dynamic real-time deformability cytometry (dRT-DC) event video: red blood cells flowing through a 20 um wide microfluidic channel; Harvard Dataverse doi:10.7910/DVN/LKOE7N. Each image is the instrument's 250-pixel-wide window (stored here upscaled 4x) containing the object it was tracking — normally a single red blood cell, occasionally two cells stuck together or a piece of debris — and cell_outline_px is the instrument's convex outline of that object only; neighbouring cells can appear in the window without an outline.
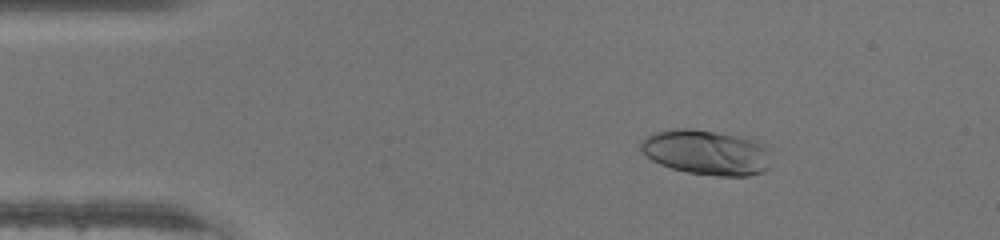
{"species": "human", "species_latin": "Homo sapiens", "temperature_condition": "warm", "stored_images_in_passage": 47, "camera_frame_rate_fps": 3000, "um_per_image_px": 0.085, "donor": {"sex": "male"}, "frame": {"image": 1, "passage_image": 8, "time_ms": 2.333, "image_size_px": [1000, 240], "cell_outline_px": [[768, 168], [764, 172], [748, 176], [716, 176], [688, 172], [672, 168], [660, 164], [652, 160], [640, 148], [640, 140], [656, 132], [672, 128], [692, 128], [748, 136], [760, 144], [764, 148]], "centroid_in_image_um": [60.0, 12.93], "position_along_channel_um": 25.0, "area_um2": 34.1}}
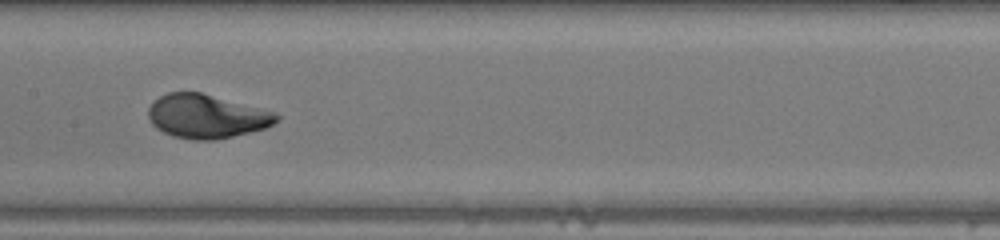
{"frame": {"image": 2, "passage_image": 24, "time_ms": 7.667, "image_size_px": [1000, 240], "cell_outline_px": [[280, 120], [264, 128], [216, 140], [192, 140], [172, 136], [156, 128], [152, 124], [148, 116], [148, 108], [160, 96], [168, 92], [200, 92], [276, 112], [280, 116]], "centroid_in_image_um": [17.55, 9.89], "position_along_channel_um": 189.8, "area_um2": 32.54}}
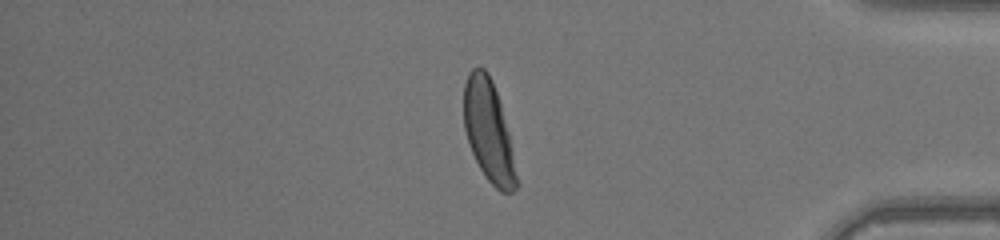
{"frame": {"image": 3, "passage_image": 40, "time_ms": 13.0, "image_size_px": [1000, 240], "cell_outline_px": [[520, 184], [512, 192], [500, 192], [484, 176], [472, 152], [464, 128], [464, 84], [468, 72], [472, 68], [484, 68], [488, 72], [492, 80], [500, 104], [508, 132]], "centroid_in_image_um": [41.54, 11.17], "position_along_channel_um": 393.7, "area_um2": 30.87}}